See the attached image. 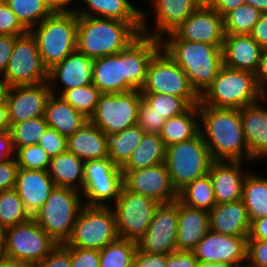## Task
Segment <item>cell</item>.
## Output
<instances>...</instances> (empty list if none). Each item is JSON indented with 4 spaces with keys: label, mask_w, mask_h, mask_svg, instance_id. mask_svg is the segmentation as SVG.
I'll return each mask as SVG.
<instances>
[{
    "label": "cell",
    "mask_w": 267,
    "mask_h": 267,
    "mask_svg": "<svg viewBox=\"0 0 267 267\" xmlns=\"http://www.w3.org/2000/svg\"><path fill=\"white\" fill-rule=\"evenodd\" d=\"M161 48V39L141 33L124 50L95 58L92 83L101 93L141 90L148 65Z\"/></svg>",
    "instance_id": "6da1fadb"
},
{
    "label": "cell",
    "mask_w": 267,
    "mask_h": 267,
    "mask_svg": "<svg viewBox=\"0 0 267 267\" xmlns=\"http://www.w3.org/2000/svg\"><path fill=\"white\" fill-rule=\"evenodd\" d=\"M199 130L213 160L251 162L239 109L199 106Z\"/></svg>",
    "instance_id": "7a4b0ae2"
},
{
    "label": "cell",
    "mask_w": 267,
    "mask_h": 267,
    "mask_svg": "<svg viewBox=\"0 0 267 267\" xmlns=\"http://www.w3.org/2000/svg\"><path fill=\"white\" fill-rule=\"evenodd\" d=\"M162 48L183 69L195 91L201 95L223 66L221 47L179 39L173 32L162 39Z\"/></svg>",
    "instance_id": "3957f363"
},
{
    "label": "cell",
    "mask_w": 267,
    "mask_h": 267,
    "mask_svg": "<svg viewBox=\"0 0 267 267\" xmlns=\"http://www.w3.org/2000/svg\"><path fill=\"white\" fill-rule=\"evenodd\" d=\"M140 33L118 19L78 15L77 50L99 58L124 50Z\"/></svg>",
    "instance_id": "277c9868"
},
{
    "label": "cell",
    "mask_w": 267,
    "mask_h": 267,
    "mask_svg": "<svg viewBox=\"0 0 267 267\" xmlns=\"http://www.w3.org/2000/svg\"><path fill=\"white\" fill-rule=\"evenodd\" d=\"M265 97L254 73L223 65L213 82L200 95L198 106L240 109L258 103Z\"/></svg>",
    "instance_id": "5b68a950"
},
{
    "label": "cell",
    "mask_w": 267,
    "mask_h": 267,
    "mask_svg": "<svg viewBox=\"0 0 267 267\" xmlns=\"http://www.w3.org/2000/svg\"><path fill=\"white\" fill-rule=\"evenodd\" d=\"M78 15L74 10L54 12L33 27L44 66L49 70L77 48Z\"/></svg>",
    "instance_id": "8992f818"
},
{
    "label": "cell",
    "mask_w": 267,
    "mask_h": 267,
    "mask_svg": "<svg viewBox=\"0 0 267 267\" xmlns=\"http://www.w3.org/2000/svg\"><path fill=\"white\" fill-rule=\"evenodd\" d=\"M82 198L76 189L55 186L32 218L58 244H65L84 205Z\"/></svg>",
    "instance_id": "52a82bcc"
},
{
    "label": "cell",
    "mask_w": 267,
    "mask_h": 267,
    "mask_svg": "<svg viewBox=\"0 0 267 267\" xmlns=\"http://www.w3.org/2000/svg\"><path fill=\"white\" fill-rule=\"evenodd\" d=\"M213 161L200 132L190 140L166 147L165 163L177 193L195 179L208 174Z\"/></svg>",
    "instance_id": "ba28073f"
},
{
    "label": "cell",
    "mask_w": 267,
    "mask_h": 267,
    "mask_svg": "<svg viewBox=\"0 0 267 267\" xmlns=\"http://www.w3.org/2000/svg\"><path fill=\"white\" fill-rule=\"evenodd\" d=\"M118 238L113 208L84 204L73 226L71 237L64 245L100 251Z\"/></svg>",
    "instance_id": "9c48e42d"
},
{
    "label": "cell",
    "mask_w": 267,
    "mask_h": 267,
    "mask_svg": "<svg viewBox=\"0 0 267 267\" xmlns=\"http://www.w3.org/2000/svg\"><path fill=\"white\" fill-rule=\"evenodd\" d=\"M140 91L181 97L190 106L200 102V95L190 84L186 73L163 48L151 59Z\"/></svg>",
    "instance_id": "30bf717a"
},
{
    "label": "cell",
    "mask_w": 267,
    "mask_h": 267,
    "mask_svg": "<svg viewBox=\"0 0 267 267\" xmlns=\"http://www.w3.org/2000/svg\"><path fill=\"white\" fill-rule=\"evenodd\" d=\"M159 205L123 185L119 197L111 206L116 217L118 237L138 242L145 235Z\"/></svg>",
    "instance_id": "8fae6325"
},
{
    "label": "cell",
    "mask_w": 267,
    "mask_h": 267,
    "mask_svg": "<svg viewBox=\"0 0 267 267\" xmlns=\"http://www.w3.org/2000/svg\"><path fill=\"white\" fill-rule=\"evenodd\" d=\"M58 245L31 218L29 221L6 228L2 254L35 265L48 256Z\"/></svg>",
    "instance_id": "7c38bea8"
},
{
    "label": "cell",
    "mask_w": 267,
    "mask_h": 267,
    "mask_svg": "<svg viewBox=\"0 0 267 267\" xmlns=\"http://www.w3.org/2000/svg\"><path fill=\"white\" fill-rule=\"evenodd\" d=\"M3 79L10 86L36 85L48 81L35 37L28 31L17 36Z\"/></svg>",
    "instance_id": "4fadbf2b"
},
{
    "label": "cell",
    "mask_w": 267,
    "mask_h": 267,
    "mask_svg": "<svg viewBox=\"0 0 267 267\" xmlns=\"http://www.w3.org/2000/svg\"><path fill=\"white\" fill-rule=\"evenodd\" d=\"M142 99L140 90L102 93L89 120L105 134L121 132L137 124L138 108Z\"/></svg>",
    "instance_id": "5bb4252c"
},
{
    "label": "cell",
    "mask_w": 267,
    "mask_h": 267,
    "mask_svg": "<svg viewBox=\"0 0 267 267\" xmlns=\"http://www.w3.org/2000/svg\"><path fill=\"white\" fill-rule=\"evenodd\" d=\"M122 173L123 185L131 192L151 198L159 204L172 203L178 197L165 162L148 168L122 171Z\"/></svg>",
    "instance_id": "9a60e30c"
},
{
    "label": "cell",
    "mask_w": 267,
    "mask_h": 267,
    "mask_svg": "<svg viewBox=\"0 0 267 267\" xmlns=\"http://www.w3.org/2000/svg\"><path fill=\"white\" fill-rule=\"evenodd\" d=\"M177 224L178 199L160 204L145 235L138 240V248L149 253H173L176 251Z\"/></svg>",
    "instance_id": "2e32d148"
},
{
    "label": "cell",
    "mask_w": 267,
    "mask_h": 267,
    "mask_svg": "<svg viewBox=\"0 0 267 267\" xmlns=\"http://www.w3.org/2000/svg\"><path fill=\"white\" fill-rule=\"evenodd\" d=\"M150 4L149 11H141V33L159 39L176 29L200 6L197 0H151ZM150 15L155 18L153 29L148 24Z\"/></svg>",
    "instance_id": "e0dca14e"
},
{
    "label": "cell",
    "mask_w": 267,
    "mask_h": 267,
    "mask_svg": "<svg viewBox=\"0 0 267 267\" xmlns=\"http://www.w3.org/2000/svg\"><path fill=\"white\" fill-rule=\"evenodd\" d=\"M248 236H231L209 230L192 250L199 263L239 265L247 261Z\"/></svg>",
    "instance_id": "ac0fdd59"
},
{
    "label": "cell",
    "mask_w": 267,
    "mask_h": 267,
    "mask_svg": "<svg viewBox=\"0 0 267 267\" xmlns=\"http://www.w3.org/2000/svg\"><path fill=\"white\" fill-rule=\"evenodd\" d=\"M179 39L223 47L224 17L207 5H200L172 31Z\"/></svg>",
    "instance_id": "d6986e66"
},
{
    "label": "cell",
    "mask_w": 267,
    "mask_h": 267,
    "mask_svg": "<svg viewBox=\"0 0 267 267\" xmlns=\"http://www.w3.org/2000/svg\"><path fill=\"white\" fill-rule=\"evenodd\" d=\"M94 64L95 58L87 57L77 49L70 53L60 63L48 70L51 93L60 96L66 90L92 84ZM60 83L61 85H59Z\"/></svg>",
    "instance_id": "ffe728a7"
},
{
    "label": "cell",
    "mask_w": 267,
    "mask_h": 267,
    "mask_svg": "<svg viewBox=\"0 0 267 267\" xmlns=\"http://www.w3.org/2000/svg\"><path fill=\"white\" fill-rule=\"evenodd\" d=\"M51 94L48 81L36 85L9 87L6 102L10 125L44 116Z\"/></svg>",
    "instance_id": "44dd1931"
},
{
    "label": "cell",
    "mask_w": 267,
    "mask_h": 267,
    "mask_svg": "<svg viewBox=\"0 0 267 267\" xmlns=\"http://www.w3.org/2000/svg\"><path fill=\"white\" fill-rule=\"evenodd\" d=\"M243 163L246 162L227 160L212 162L208 174L213 183L216 204L231 203L242 199L245 177L251 171L244 169Z\"/></svg>",
    "instance_id": "7402d4cb"
},
{
    "label": "cell",
    "mask_w": 267,
    "mask_h": 267,
    "mask_svg": "<svg viewBox=\"0 0 267 267\" xmlns=\"http://www.w3.org/2000/svg\"><path fill=\"white\" fill-rule=\"evenodd\" d=\"M54 188L55 184L47 170L18 168L14 189L31 217L44 204Z\"/></svg>",
    "instance_id": "603a6c76"
},
{
    "label": "cell",
    "mask_w": 267,
    "mask_h": 267,
    "mask_svg": "<svg viewBox=\"0 0 267 267\" xmlns=\"http://www.w3.org/2000/svg\"><path fill=\"white\" fill-rule=\"evenodd\" d=\"M267 96L258 103L239 109L251 161L267 159ZM262 103V104H261ZM264 105V106H262Z\"/></svg>",
    "instance_id": "cb8c5ba5"
},
{
    "label": "cell",
    "mask_w": 267,
    "mask_h": 267,
    "mask_svg": "<svg viewBox=\"0 0 267 267\" xmlns=\"http://www.w3.org/2000/svg\"><path fill=\"white\" fill-rule=\"evenodd\" d=\"M223 65L256 73L263 48L249 34H225Z\"/></svg>",
    "instance_id": "d4e9b609"
},
{
    "label": "cell",
    "mask_w": 267,
    "mask_h": 267,
    "mask_svg": "<svg viewBox=\"0 0 267 267\" xmlns=\"http://www.w3.org/2000/svg\"><path fill=\"white\" fill-rule=\"evenodd\" d=\"M209 230V211L191 208L178 200L176 251H192Z\"/></svg>",
    "instance_id": "484cf974"
},
{
    "label": "cell",
    "mask_w": 267,
    "mask_h": 267,
    "mask_svg": "<svg viewBox=\"0 0 267 267\" xmlns=\"http://www.w3.org/2000/svg\"><path fill=\"white\" fill-rule=\"evenodd\" d=\"M82 1L83 3L80 5L81 8L79 4L78 7H73L77 15L111 18L129 22L141 34L142 9L135 7L130 0H81V2Z\"/></svg>",
    "instance_id": "4316f807"
},
{
    "label": "cell",
    "mask_w": 267,
    "mask_h": 267,
    "mask_svg": "<svg viewBox=\"0 0 267 267\" xmlns=\"http://www.w3.org/2000/svg\"><path fill=\"white\" fill-rule=\"evenodd\" d=\"M209 225L213 232L231 236H248L250 221L242 199L216 204L209 211Z\"/></svg>",
    "instance_id": "83f0119b"
},
{
    "label": "cell",
    "mask_w": 267,
    "mask_h": 267,
    "mask_svg": "<svg viewBox=\"0 0 267 267\" xmlns=\"http://www.w3.org/2000/svg\"><path fill=\"white\" fill-rule=\"evenodd\" d=\"M67 150L84 162L108 158L105 133L90 120L67 138Z\"/></svg>",
    "instance_id": "f1b7e54d"
},
{
    "label": "cell",
    "mask_w": 267,
    "mask_h": 267,
    "mask_svg": "<svg viewBox=\"0 0 267 267\" xmlns=\"http://www.w3.org/2000/svg\"><path fill=\"white\" fill-rule=\"evenodd\" d=\"M49 128L57 130L61 135L68 138L82 128L89 118L74 109L60 96L51 94L48 98L44 113Z\"/></svg>",
    "instance_id": "f546056e"
},
{
    "label": "cell",
    "mask_w": 267,
    "mask_h": 267,
    "mask_svg": "<svg viewBox=\"0 0 267 267\" xmlns=\"http://www.w3.org/2000/svg\"><path fill=\"white\" fill-rule=\"evenodd\" d=\"M57 187H69L82 192L84 181V161L66 150L51 157L47 169Z\"/></svg>",
    "instance_id": "4dcf8cb0"
},
{
    "label": "cell",
    "mask_w": 267,
    "mask_h": 267,
    "mask_svg": "<svg viewBox=\"0 0 267 267\" xmlns=\"http://www.w3.org/2000/svg\"><path fill=\"white\" fill-rule=\"evenodd\" d=\"M199 130V106L193 105L183 114L166 119L159 133L165 147L195 137Z\"/></svg>",
    "instance_id": "1f68e13d"
},
{
    "label": "cell",
    "mask_w": 267,
    "mask_h": 267,
    "mask_svg": "<svg viewBox=\"0 0 267 267\" xmlns=\"http://www.w3.org/2000/svg\"><path fill=\"white\" fill-rule=\"evenodd\" d=\"M165 153L166 147L160 135L145 133L141 143L134 149L121 170L131 171L159 165L165 162Z\"/></svg>",
    "instance_id": "d6a6232c"
},
{
    "label": "cell",
    "mask_w": 267,
    "mask_h": 267,
    "mask_svg": "<svg viewBox=\"0 0 267 267\" xmlns=\"http://www.w3.org/2000/svg\"><path fill=\"white\" fill-rule=\"evenodd\" d=\"M144 135L145 132L137 124L121 132L105 134L108 158L115 165L122 167L141 143Z\"/></svg>",
    "instance_id": "836d02e7"
},
{
    "label": "cell",
    "mask_w": 267,
    "mask_h": 267,
    "mask_svg": "<svg viewBox=\"0 0 267 267\" xmlns=\"http://www.w3.org/2000/svg\"><path fill=\"white\" fill-rule=\"evenodd\" d=\"M242 201L245 204L250 224L267 216V177L248 172L245 177Z\"/></svg>",
    "instance_id": "e575fe53"
},
{
    "label": "cell",
    "mask_w": 267,
    "mask_h": 267,
    "mask_svg": "<svg viewBox=\"0 0 267 267\" xmlns=\"http://www.w3.org/2000/svg\"><path fill=\"white\" fill-rule=\"evenodd\" d=\"M122 187L123 178L84 179L81 192L83 203L89 206H112Z\"/></svg>",
    "instance_id": "d590c367"
},
{
    "label": "cell",
    "mask_w": 267,
    "mask_h": 267,
    "mask_svg": "<svg viewBox=\"0 0 267 267\" xmlns=\"http://www.w3.org/2000/svg\"><path fill=\"white\" fill-rule=\"evenodd\" d=\"M177 199L191 208L212 210L216 205L213 183L209 176L195 179L178 192Z\"/></svg>",
    "instance_id": "8d00e7d4"
},
{
    "label": "cell",
    "mask_w": 267,
    "mask_h": 267,
    "mask_svg": "<svg viewBox=\"0 0 267 267\" xmlns=\"http://www.w3.org/2000/svg\"><path fill=\"white\" fill-rule=\"evenodd\" d=\"M136 241L118 238L99 251V267H133Z\"/></svg>",
    "instance_id": "74e56055"
},
{
    "label": "cell",
    "mask_w": 267,
    "mask_h": 267,
    "mask_svg": "<svg viewBox=\"0 0 267 267\" xmlns=\"http://www.w3.org/2000/svg\"><path fill=\"white\" fill-rule=\"evenodd\" d=\"M4 1L28 31L54 13L43 0Z\"/></svg>",
    "instance_id": "f35d334b"
},
{
    "label": "cell",
    "mask_w": 267,
    "mask_h": 267,
    "mask_svg": "<svg viewBox=\"0 0 267 267\" xmlns=\"http://www.w3.org/2000/svg\"><path fill=\"white\" fill-rule=\"evenodd\" d=\"M31 218L15 189L0 192V223L5 228L25 223Z\"/></svg>",
    "instance_id": "ab89813d"
},
{
    "label": "cell",
    "mask_w": 267,
    "mask_h": 267,
    "mask_svg": "<svg viewBox=\"0 0 267 267\" xmlns=\"http://www.w3.org/2000/svg\"><path fill=\"white\" fill-rule=\"evenodd\" d=\"M262 13L253 6L243 4L224 16L225 34H250Z\"/></svg>",
    "instance_id": "60d3db41"
},
{
    "label": "cell",
    "mask_w": 267,
    "mask_h": 267,
    "mask_svg": "<svg viewBox=\"0 0 267 267\" xmlns=\"http://www.w3.org/2000/svg\"><path fill=\"white\" fill-rule=\"evenodd\" d=\"M47 127L44 116L14 123L10 132L15 152L21 147L39 144Z\"/></svg>",
    "instance_id": "b9f144b4"
},
{
    "label": "cell",
    "mask_w": 267,
    "mask_h": 267,
    "mask_svg": "<svg viewBox=\"0 0 267 267\" xmlns=\"http://www.w3.org/2000/svg\"><path fill=\"white\" fill-rule=\"evenodd\" d=\"M101 94V91L92 83L66 90L60 97L90 119L95 112Z\"/></svg>",
    "instance_id": "7bdbcfd3"
},
{
    "label": "cell",
    "mask_w": 267,
    "mask_h": 267,
    "mask_svg": "<svg viewBox=\"0 0 267 267\" xmlns=\"http://www.w3.org/2000/svg\"><path fill=\"white\" fill-rule=\"evenodd\" d=\"M143 101L166 119L179 116L191 106L181 97L161 93H142Z\"/></svg>",
    "instance_id": "ee69618b"
},
{
    "label": "cell",
    "mask_w": 267,
    "mask_h": 267,
    "mask_svg": "<svg viewBox=\"0 0 267 267\" xmlns=\"http://www.w3.org/2000/svg\"><path fill=\"white\" fill-rule=\"evenodd\" d=\"M18 168L27 170H47L51 157L39 145H29L15 152Z\"/></svg>",
    "instance_id": "f6af8a7d"
},
{
    "label": "cell",
    "mask_w": 267,
    "mask_h": 267,
    "mask_svg": "<svg viewBox=\"0 0 267 267\" xmlns=\"http://www.w3.org/2000/svg\"><path fill=\"white\" fill-rule=\"evenodd\" d=\"M123 178L121 167L109 158L84 162V179Z\"/></svg>",
    "instance_id": "bcb514c9"
},
{
    "label": "cell",
    "mask_w": 267,
    "mask_h": 267,
    "mask_svg": "<svg viewBox=\"0 0 267 267\" xmlns=\"http://www.w3.org/2000/svg\"><path fill=\"white\" fill-rule=\"evenodd\" d=\"M166 118L153 111L143 100L138 108L137 125L146 134H159Z\"/></svg>",
    "instance_id": "7dc6e473"
},
{
    "label": "cell",
    "mask_w": 267,
    "mask_h": 267,
    "mask_svg": "<svg viewBox=\"0 0 267 267\" xmlns=\"http://www.w3.org/2000/svg\"><path fill=\"white\" fill-rule=\"evenodd\" d=\"M28 30L18 20L15 13L2 1L0 3V35L21 36Z\"/></svg>",
    "instance_id": "c3c4849f"
},
{
    "label": "cell",
    "mask_w": 267,
    "mask_h": 267,
    "mask_svg": "<svg viewBox=\"0 0 267 267\" xmlns=\"http://www.w3.org/2000/svg\"><path fill=\"white\" fill-rule=\"evenodd\" d=\"M39 145L50 157H54L67 150V138L57 130L47 127L39 141Z\"/></svg>",
    "instance_id": "681fc988"
},
{
    "label": "cell",
    "mask_w": 267,
    "mask_h": 267,
    "mask_svg": "<svg viewBox=\"0 0 267 267\" xmlns=\"http://www.w3.org/2000/svg\"><path fill=\"white\" fill-rule=\"evenodd\" d=\"M33 267H71V247L58 244L48 256Z\"/></svg>",
    "instance_id": "f907efd6"
},
{
    "label": "cell",
    "mask_w": 267,
    "mask_h": 267,
    "mask_svg": "<svg viewBox=\"0 0 267 267\" xmlns=\"http://www.w3.org/2000/svg\"><path fill=\"white\" fill-rule=\"evenodd\" d=\"M99 250L71 247V267H99Z\"/></svg>",
    "instance_id": "816d5d0a"
},
{
    "label": "cell",
    "mask_w": 267,
    "mask_h": 267,
    "mask_svg": "<svg viewBox=\"0 0 267 267\" xmlns=\"http://www.w3.org/2000/svg\"><path fill=\"white\" fill-rule=\"evenodd\" d=\"M247 261L255 267H267V240L247 239Z\"/></svg>",
    "instance_id": "f5cc1de1"
},
{
    "label": "cell",
    "mask_w": 267,
    "mask_h": 267,
    "mask_svg": "<svg viewBox=\"0 0 267 267\" xmlns=\"http://www.w3.org/2000/svg\"><path fill=\"white\" fill-rule=\"evenodd\" d=\"M17 171L16 158L0 163V192L15 188Z\"/></svg>",
    "instance_id": "db71d44e"
},
{
    "label": "cell",
    "mask_w": 267,
    "mask_h": 267,
    "mask_svg": "<svg viewBox=\"0 0 267 267\" xmlns=\"http://www.w3.org/2000/svg\"><path fill=\"white\" fill-rule=\"evenodd\" d=\"M167 254L149 253L137 249L133 267H166Z\"/></svg>",
    "instance_id": "11a10c76"
},
{
    "label": "cell",
    "mask_w": 267,
    "mask_h": 267,
    "mask_svg": "<svg viewBox=\"0 0 267 267\" xmlns=\"http://www.w3.org/2000/svg\"><path fill=\"white\" fill-rule=\"evenodd\" d=\"M198 264L192 251H174L167 255L166 267H197Z\"/></svg>",
    "instance_id": "9f6ffc18"
},
{
    "label": "cell",
    "mask_w": 267,
    "mask_h": 267,
    "mask_svg": "<svg viewBox=\"0 0 267 267\" xmlns=\"http://www.w3.org/2000/svg\"><path fill=\"white\" fill-rule=\"evenodd\" d=\"M17 36L0 35V75L4 74Z\"/></svg>",
    "instance_id": "6f0895ef"
},
{
    "label": "cell",
    "mask_w": 267,
    "mask_h": 267,
    "mask_svg": "<svg viewBox=\"0 0 267 267\" xmlns=\"http://www.w3.org/2000/svg\"><path fill=\"white\" fill-rule=\"evenodd\" d=\"M15 158L12 134L10 130L0 132V163Z\"/></svg>",
    "instance_id": "680465c9"
},
{
    "label": "cell",
    "mask_w": 267,
    "mask_h": 267,
    "mask_svg": "<svg viewBox=\"0 0 267 267\" xmlns=\"http://www.w3.org/2000/svg\"><path fill=\"white\" fill-rule=\"evenodd\" d=\"M263 49L267 48V12L262 13L259 21L249 34Z\"/></svg>",
    "instance_id": "91938a15"
},
{
    "label": "cell",
    "mask_w": 267,
    "mask_h": 267,
    "mask_svg": "<svg viewBox=\"0 0 267 267\" xmlns=\"http://www.w3.org/2000/svg\"><path fill=\"white\" fill-rule=\"evenodd\" d=\"M255 76L259 89L267 96V48L262 51Z\"/></svg>",
    "instance_id": "94428289"
},
{
    "label": "cell",
    "mask_w": 267,
    "mask_h": 267,
    "mask_svg": "<svg viewBox=\"0 0 267 267\" xmlns=\"http://www.w3.org/2000/svg\"><path fill=\"white\" fill-rule=\"evenodd\" d=\"M247 239L267 240V216L254 220L250 224V231Z\"/></svg>",
    "instance_id": "6125c7cd"
},
{
    "label": "cell",
    "mask_w": 267,
    "mask_h": 267,
    "mask_svg": "<svg viewBox=\"0 0 267 267\" xmlns=\"http://www.w3.org/2000/svg\"><path fill=\"white\" fill-rule=\"evenodd\" d=\"M243 4H245L244 0H213L209 6L224 17L229 11L238 8Z\"/></svg>",
    "instance_id": "be15d7a7"
},
{
    "label": "cell",
    "mask_w": 267,
    "mask_h": 267,
    "mask_svg": "<svg viewBox=\"0 0 267 267\" xmlns=\"http://www.w3.org/2000/svg\"><path fill=\"white\" fill-rule=\"evenodd\" d=\"M53 12H67L74 10L71 5L77 0H43ZM71 4V5H70Z\"/></svg>",
    "instance_id": "e7e4bbea"
},
{
    "label": "cell",
    "mask_w": 267,
    "mask_h": 267,
    "mask_svg": "<svg viewBox=\"0 0 267 267\" xmlns=\"http://www.w3.org/2000/svg\"><path fill=\"white\" fill-rule=\"evenodd\" d=\"M0 267H33V265L29 262L12 259L0 254Z\"/></svg>",
    "instance_id": "03108f58"
},
{
    "label": "cell",
    "mask_w": 267,
    "mask_h": 267,
    "mask_svg": "<svg viewBox=\"0 0 267 267\" xmlns=\"http://www.w3.org/2000/svg\"><path fill=\"white\" fill-rule=\"evenodd\" d=\"M10 128L7 102L0 103V132L10 130Z\"/></svg>",
    "instance_id": "003e7915"
},
{
    "label": "cell",
    "mask_w": 267,
    "mask_h": 267,
    "mask_svg": "<svg viewBox=\"0 0 267 267\" xmlns=\"http://www.w3.org/2000/svg\"><path fill=\"white\" fill-rule=\"evenodd\" d=\"M245 4L253 6L261 13L267 12V0H244Z\"/></svg>",
    "instance_id": "a7ac6f4b"
},
{
    "label": "cell",
    "mask_w": 267,
    "mask_h": 267,
    "mask_svg": "<svg viewBox=\"0 0 267 267\" xmlns=\"http://www.w3.org/2000/svg\"><path fill=\"white\" fill-rule=\"evenodd\" d=\"M9 87L10 86L6 83V81L0 75V103L6 102Z\"/></svg>",
    "instance_id": "89a4df30"
},
{
    "label": "cell",
    "mask_w": 267,
    "mask_h": 267,
    "mask_svg": "<svg viewBox=\"0 0 267 267\" xmlns=\"http://www.w3.org/2000/svg\"><path fill=\"white\" fill-rule=\"evenodd\" d=\"M6 228L0 223V254H2L5 245Z\"/></svg>",
    "instance_id": "2644e50d"
},
{
    "label": "cell",
    "mask_w": 267,
    "mask_h": 267,
    "mask_svg": "<svg viewBox=\"0 0 267 267\" xmlns=\"http://www.w3.org/2000/svg\"><path fill=\"white\" fill-rule=\"evenodd\" d=\"M197 267H235V266L225 263H214V264L199 263Z\"/></svg>",
    "instance_id": "8c879c8a"
},
{
    "label": "cell",
    "mask_w": 267,
    "mask_h": 267,
    "mask_svg": "<svg viewBox=\"0 0 267 267\" xmlns=\"http://www.w3.org/2000/svg\"><path fill=\"white\" fill-rule=\"evenodd\" d=\"M197 2L200 5H207V6H209L213 2V0H197Z\"/></svg>",
    "instance_id": "753ad0ef"
},
{
    "label": "cell",
    "mask_w": 267,
    "mask_h": 267,
    "mask_svg": "<svg viewBox=\"0 0 267 267\" xmlns=\"http://www.w3.org/2000/svg\"><path fill=\"white\" fill-rule=\"evenodd\" d=\"M235 267H255V266L251 265L248 261H246L244 263L236 265Z\"/></svg>",
    "instance_id": "34e18365"
}]
</instances>
